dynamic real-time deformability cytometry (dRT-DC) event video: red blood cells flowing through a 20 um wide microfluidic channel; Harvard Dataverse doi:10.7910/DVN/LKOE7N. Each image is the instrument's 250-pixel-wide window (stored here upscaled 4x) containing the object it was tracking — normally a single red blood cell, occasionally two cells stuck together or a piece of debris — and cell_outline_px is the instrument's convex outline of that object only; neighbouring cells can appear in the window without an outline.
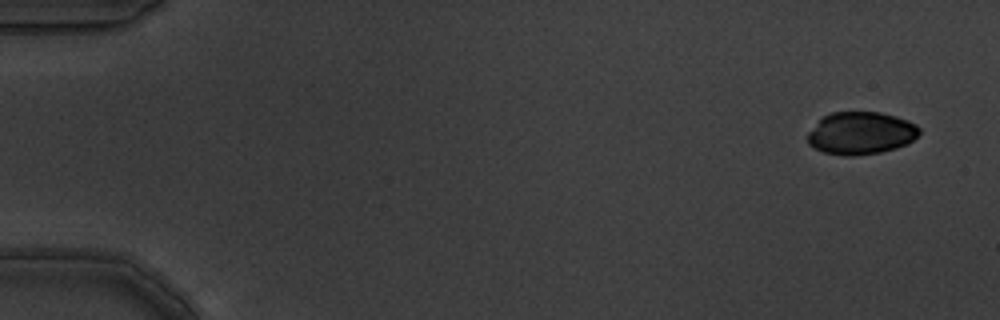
{"species": "common noctule bat (a hibernating species)", "species_latin": "Nyctalus noctula", "temperature_condition": "warm", "stored_images_in_passage": 11, "camera_frame_rate_fps": 3000, "um_per_image_px": 0.085, "animal": {"sex": "male", "body_mass_g": 19.5, "forearm_length_mm": 54.6}, "frame": {"image": 1, "passage_image": 1, "time_ms": 0.0, "image_size_px": [1000, 320], "cell_outline_px": [[920, 132], [908, 144], [896, 148], [880, 152], [852, 156], [844, 156], [824, 152], [808, 144], [808, 132], [824, 116], [832, 112], [880, 112], [896, 116], [908, 120], [916, 124], [920, 128]], "centroid_in_image_um": [73.19, 11.31], "position_along_channel_um": 11.8, "area_um2": 27.63}}
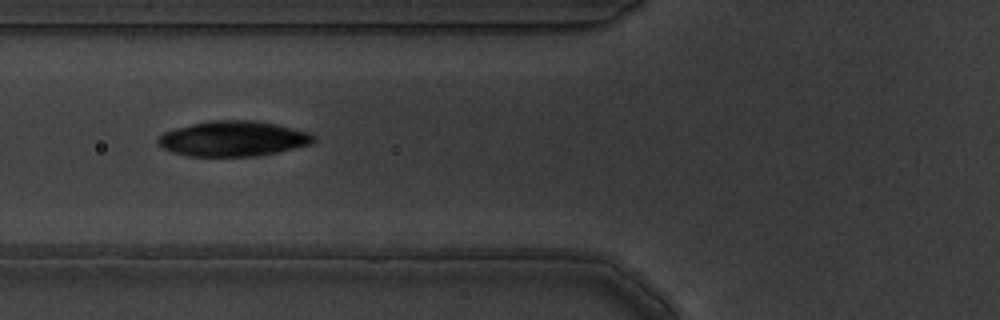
{"frame": {"image": 2, "passage_image": 6, "time_ms": 1.667, "image_size_px": [1000, 320], "cell_outline_px": [[316, 140], [312, 144], [276, 152], [256, 156], [188, 156], [172, 152], [164, 148], [156, 140], [156, 136], [164, 132], [176, 128], [192, 124], [212, 120], [256, 120], [276, 124], [308, 132], [316, 136]], "centroid_in_image_um": [19.82, 11.78], "position_along_channel_um": 106.0, "area_um2": 31.96}}
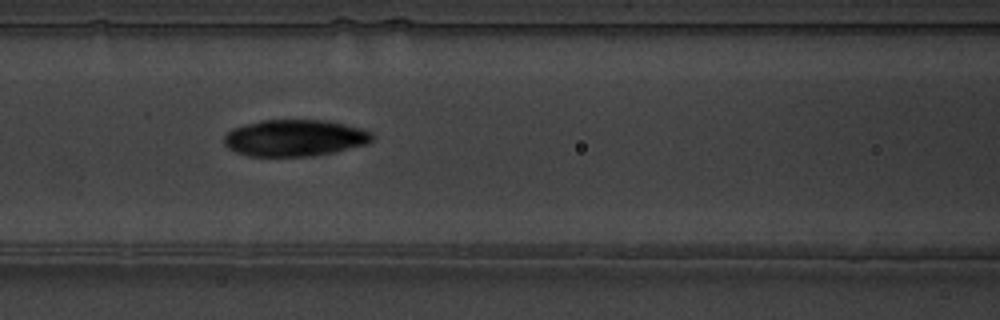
{"frame": {"image": 3, "passage_image": 7, "time_ms": 2.0, "image_size_px": [1000, 320], "cell_outline_px": [[376, 136], [368, 144], [332, 152], [312, 156], [248, 156], [236, 152], [228, 148], [224, 144], [224, 136], [232, 128], [244, 124], [260, 120], [324, 120], [344, 124], [360, 128], [372, 132]], "centroid_in_image_um": [25.05, 11.72], "position_along_channel_um": 141.6, "area_um2": 31.73}}